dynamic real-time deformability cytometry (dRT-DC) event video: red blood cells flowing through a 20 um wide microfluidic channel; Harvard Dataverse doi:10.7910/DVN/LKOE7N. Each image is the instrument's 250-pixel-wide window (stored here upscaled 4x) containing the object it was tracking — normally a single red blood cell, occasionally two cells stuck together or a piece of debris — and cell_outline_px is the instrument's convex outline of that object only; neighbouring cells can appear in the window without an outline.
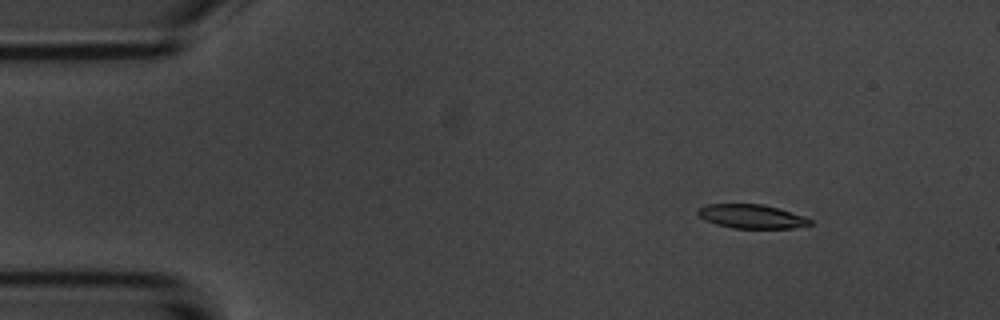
{"species": "common noctule bat (a hibernating species)", "species_latin": "Nyctalus noctula", "temperature_condition": "room temperature", "stored_images_in_passage": 55, "camera_frame_rate_fps": 3000, "um_per_image_px": 0.085, "animal": {"sex": "male", "body_mass_g": 20.1, "forearm_length_mm": 53.5}, "frame": {"image": 1, "passage_image": 7, "time_ms": 2.0, "image_size_px": [1000, 320], "cell_outline_px": [[812, 224], [792, 228], [732, 228], [716, 224], [704, 220], [696, 212], [696, 208], [704, 204], [764, 204], [812, 220]], "centroid_in_image_um": [63.78, 18.39], "position_along_channel_um": 21.2, "area_um2": 15.49}}
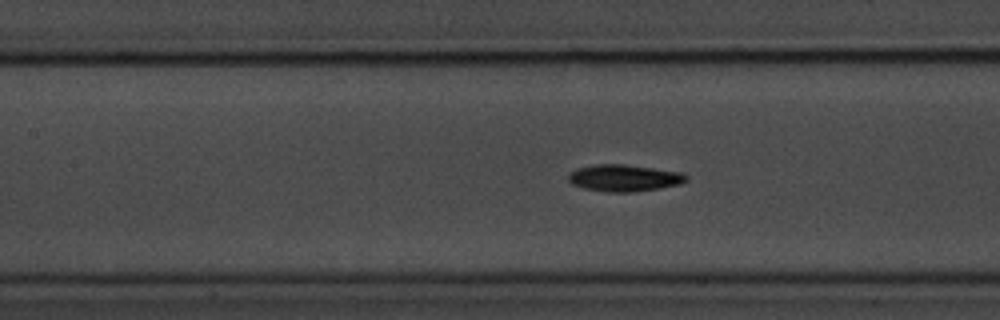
{"frame": {"image": 2, "passage_image": 24, "time_ms": 7.667, "image_size_px": [1000, 320], "cell_outline_px": [[688, 180], [680, 184], [660, 188], [632, 192], [608, 192], [584, 188], [572, 184], [568, 180], [568, 172], [580, 168], [596, 164], [624, 164], [684, 172], [688, 176]], "centroid_in_image_um": [53.08, 15.12], "position_along_channel_um": 154.3, "area_um2": 18.5}}
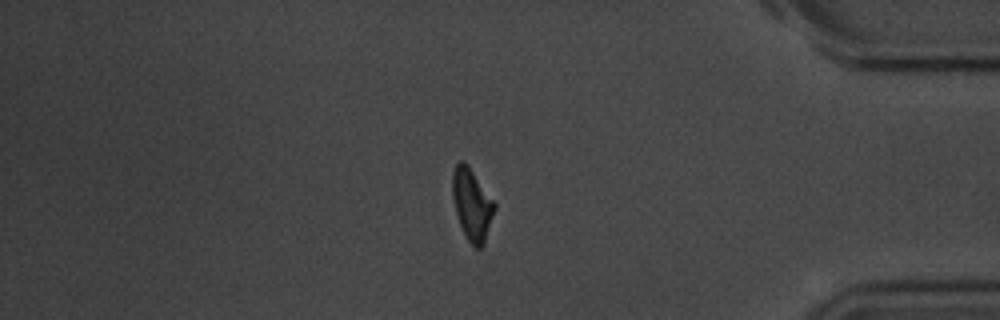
{"frame": {"image": 3, "passage_image": 46, "time_ms": 15.0, "image_size_px": [1000, 320], "cell_outline_px": [[496, 208], [484, 244], [480, 248], [476, 248], [468, 240], [460, 224], [456, 212], [452, 196], [452, 172], [456, 164], [460, 160], [464, 160], [468, 164], [496, 204]], "centroid_in_image_um": [40.12, 17.34], "position_along_channel_um": 395.1, "area_um2": 17.51}, "authors_computed_cell_mechanics": {"area_um2": 17.34, "velocity_mm_per_s": 3.7017, "shape_relaxation_time_tau1_ms": 2.3087, "shape_relaxation_time_tau2_ms": 5.8309, "deformation_change_tau1": 0.1114, "deformation_change_tau2": 0.1245}}